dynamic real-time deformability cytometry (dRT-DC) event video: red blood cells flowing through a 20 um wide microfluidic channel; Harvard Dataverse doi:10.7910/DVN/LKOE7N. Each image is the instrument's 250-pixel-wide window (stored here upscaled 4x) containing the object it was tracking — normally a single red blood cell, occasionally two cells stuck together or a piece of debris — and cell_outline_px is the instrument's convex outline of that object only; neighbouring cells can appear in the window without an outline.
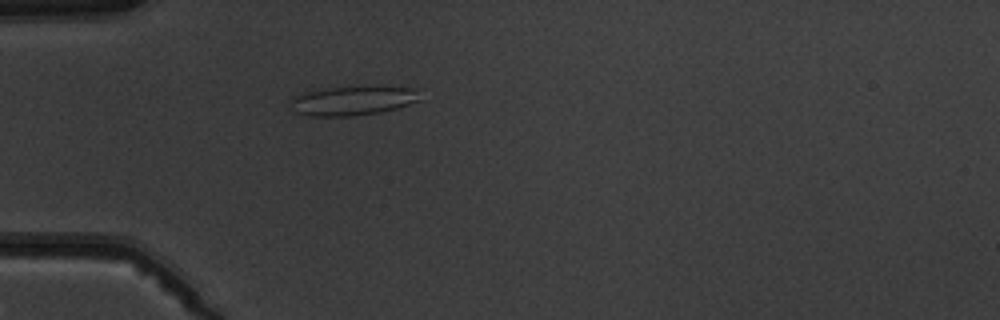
{"species": "common noctule bat (a hibernating species)", "species_latin": "Nyctalus noctula", "temperature_condition": "warm", "stored_images_in_passage": 2, "camera_frame_rate_fps": 3000, "um_per_image_px": 0.085, "animal": {"sex": "male", "body_mass_g": 19.5, "forearm_length_mm": 54.6}, "frame": {"image": 1, "passage_image": 2, "time_ms": 1.333, "image_size_px": [1000, 320], "cell_outline_px": [[424, 88], [420, 100], [396, 108], [380, 112], [352, 116], [308, 116], [296, 112], [292, 100], [296, 96], [304, 92], [328, 88]], "centroid_in_image_um": [30.07, 8.57], "position_along_channel_um": 54.9, "area_um2": 21.44}}